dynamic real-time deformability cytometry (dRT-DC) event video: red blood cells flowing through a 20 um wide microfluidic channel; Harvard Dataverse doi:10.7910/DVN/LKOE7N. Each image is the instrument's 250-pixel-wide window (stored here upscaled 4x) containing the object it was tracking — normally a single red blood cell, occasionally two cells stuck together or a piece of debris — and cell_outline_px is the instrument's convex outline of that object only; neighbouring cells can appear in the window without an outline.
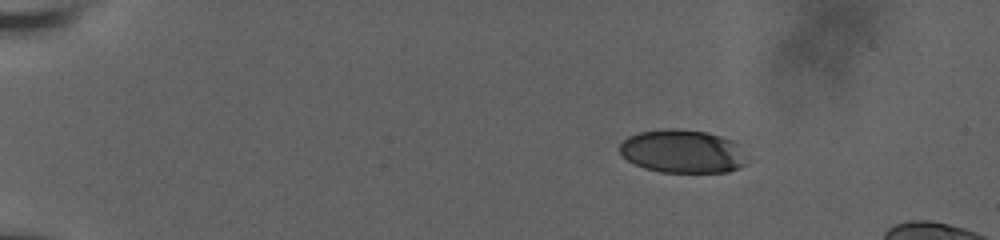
{"species": "human", "species_latin": "Homo sapiens", "temperature_condition": "room temperature", "stored_images_in_passage": 50, "camera_frame_rate_fps": 3000, "um_per_image_px": 0.085, "donor": {"sex": "male"}, "frame": {"image": 1, "passage_image": 1, "time_ms": 0.0, "image_size_px": [1000, 240], "cell_outline_px": [[756, 160], [740, 168], [728, 172], [660, 172], [644, 168], [628, 160], [620, 152], [620, 144], [628, 136], [640, 132], [668, 128], [676, 128], [708, 132], [732, 140]], "centroid_in_image_um": [58.14, 12.88], "position_along_channel_um": 26.9, "area_um2": 32.77}}
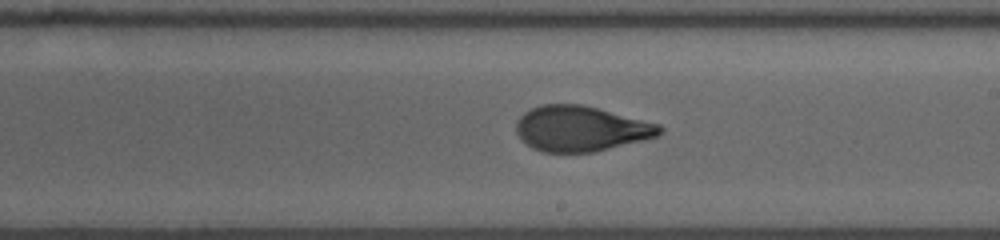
{"frame": {"image": 2, "passage_image": 27, "time_ms": 8.667, "image_size_px": [1000, 240], "cell_outline_px": [[664, 128], [656, 136], [592, 152], [544, 152], [532, 148], [520, 140], [516, 132], [516, 120], [524, 112], [540, 104], [580, 104], [660, 124]], "centroid_in_image_um": [49.29, 10.93], "position_along_channel_um": 239.7, "area_um2": 37.57}}
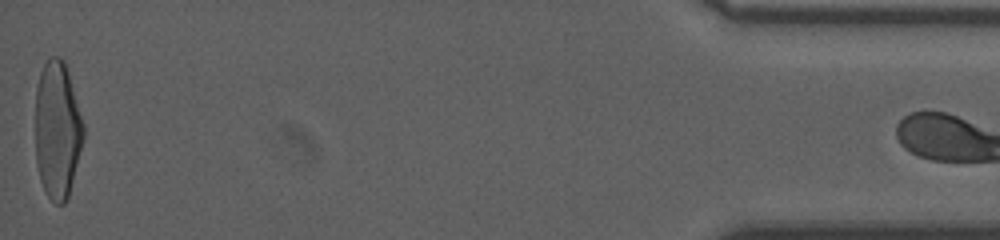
{"frame": {"image": 3, "passage_image": 49, "time_ms": 16.0, "image_size_px": [1000, 240], "cell_outline_px": [[84, 136], [68, 196], [64, 204], [56, 204], [44, 192], [40, 180], [36, 164], [36, 88], [40, 72], [48, 56], [60, 56], [64, 60], [68, 72], [84, 124]], "centroid_in_image_um": [4.86, 11.02], "position_along_channel_um": 430.3, "area_um2": 38.49}}